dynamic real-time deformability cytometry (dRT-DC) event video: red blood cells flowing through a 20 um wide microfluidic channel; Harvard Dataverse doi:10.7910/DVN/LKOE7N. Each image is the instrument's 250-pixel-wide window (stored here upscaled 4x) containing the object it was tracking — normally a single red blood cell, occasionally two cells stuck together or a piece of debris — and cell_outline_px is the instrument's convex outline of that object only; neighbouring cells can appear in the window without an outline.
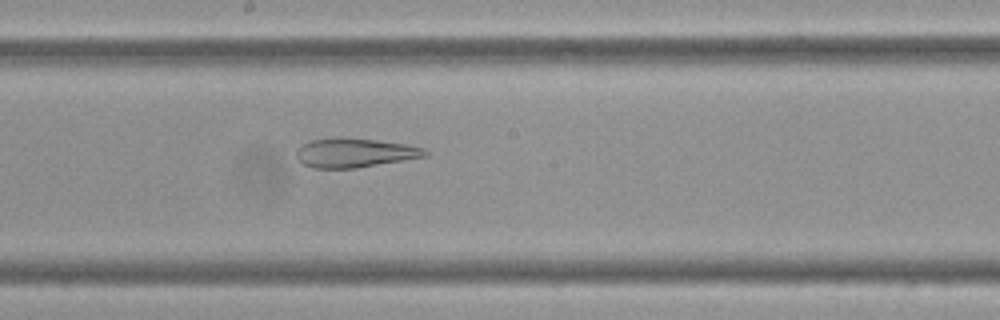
{"species": "Egyptian fruit bat (a non-hibernating species)", "species_latin": "Rousettus aegyptiacus", "temperature_condition": "cold", "stored_images_in_passage": 60, "camera_frame_rate_fps": 3000, "um_per_image_px": 0.085, "frame": {"image": 1, "passage_image": 33, "time_ms": 10.667, "image_size_px": [1000, 320], "cell_outline_px": [[428, 156], [356, 168], [312, 168], [304, 164], [296, 156], [296, 148], [300, 144], [312, 140], [340, 136], [344, 136], [376, 140], [404, 144], [424, 148], [428, 152]], "centroid_in_image_um": [30.11, 12.97], "position_along_channel_um": 218.1, "area_um2": 22.08}}
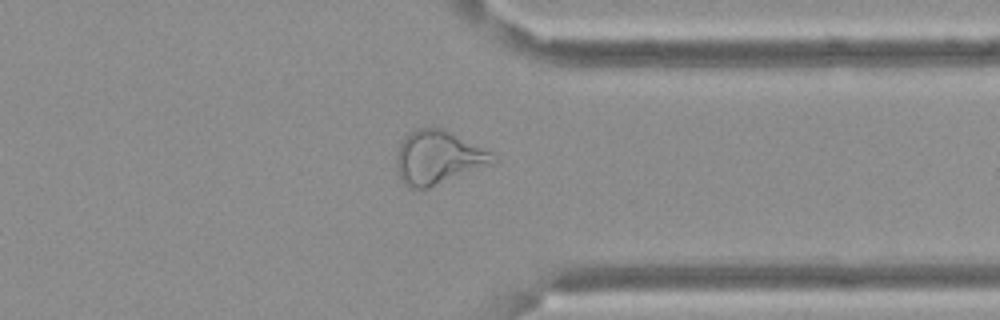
{"frame": {"image": 2, "passage_image": 47, "time_ms": 15.333, "image_size_px": [1000, 320], "cell_outline_px": [[496, 160], [492, 164], [428, 188], [408, 188], [404, 184], [400, 176], [396, 164], [396, 160], [400, 144], [404, 136], [416, 128], [444, 128], [492, 152]], "centroid_in_image_um": [37.24, 13.38], "position_along_channel_um": 374.2, "area_um2": 29.88}}
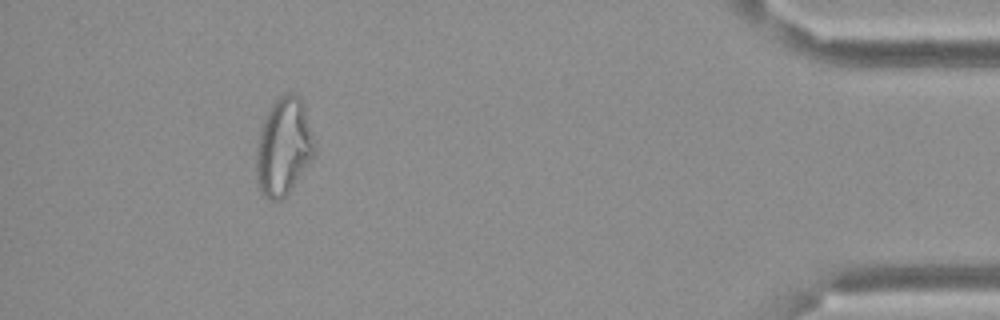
{"frame": {"image": 3, "passage_image": 55, "time_ms": 18.0, "image_size_px": [1000, 320], "cell_outline_px": [[316, 152], [312, 160], [288, 192], [280, 200], [268, 200], [260, 192], [256, 184], [256, 148], [260, 128], [272, 104], [280, 96], [288, 92], [292, 92], [300, 96], [304, 104], [316, 140]], "centroid_in_image_um": [24.12, 12.46], "position_along_channel_um": 411.1, "area_um2": 33.64}}